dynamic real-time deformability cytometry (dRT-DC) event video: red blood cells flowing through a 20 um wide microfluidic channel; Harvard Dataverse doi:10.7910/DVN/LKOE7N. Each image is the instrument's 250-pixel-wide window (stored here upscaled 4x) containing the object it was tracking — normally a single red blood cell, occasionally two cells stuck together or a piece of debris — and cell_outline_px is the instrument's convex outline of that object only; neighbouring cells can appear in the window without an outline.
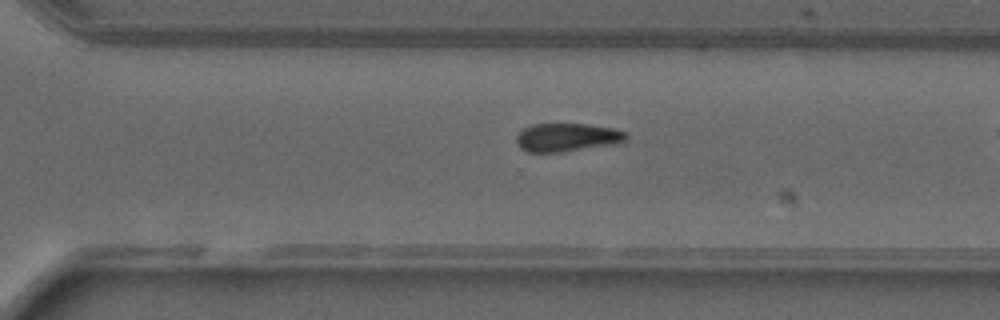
{"species": "common noctule bat (a hibernating species)", "species_latin": "Nyctalus noctula", "temperature_condition": "warm", "stored_images_in_passage": 30, "camera_frame_rate_fps": 3000, "um_per_image_px": 0.085, "animal": {"sex": "male", "forearm_length_mm": 52.5}, "frame": {"image": 1, "passage_image": 26, "time_ms": 8.333, "image_size_px": [1000, 320], "cell_outline_px": [[628, 136], [624, 140], [616, 144], [560, 152], [528, 152], [520, 148], [516, 144], [516, 136], [524, 128], [532, 124], [588, 124], [612, 128], [624, 132]], "centroid_in_image_um": [48.16, 11.68], "position_along_channel_um": 322.4, "area_um2": 18.03}}